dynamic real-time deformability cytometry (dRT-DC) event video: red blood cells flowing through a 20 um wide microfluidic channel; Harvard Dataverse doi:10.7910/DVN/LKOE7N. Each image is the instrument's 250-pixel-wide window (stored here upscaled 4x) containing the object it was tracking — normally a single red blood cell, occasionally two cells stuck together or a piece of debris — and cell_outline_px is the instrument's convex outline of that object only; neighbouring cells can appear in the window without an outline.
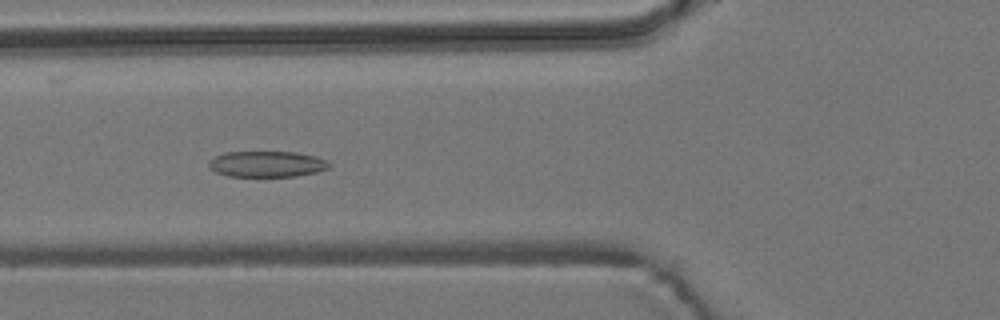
{"species": "common noctule bat (a hibernating species)", "species_latin": "Nyctalus noctula", "temperature_condition": "room temperature", "stored_images_in_passage": 46, "camera_frame_rate_fps": 3000, "um_per_image_px": 0.085, "animal": {"sex": "male", "body_mass_g": 19.2, "forearm_length_mm": 51.8}, "frame": {"image": 1, "passage_image": 11, "time_ms": 3.333, "image_size_px": [1000, 320], "cell_outline_px": [[332, 164], [328, 168], [316, 172], [296, 176], [228, 176], [216, 172], [208, 168], [208, 160], [224, 152], [296, 152], [316, 156], [328, 160]], "centroid_in_image_um": [22.68, 13.94], "position_along_channel_um": 103.1, "area_um2": 18.32}}
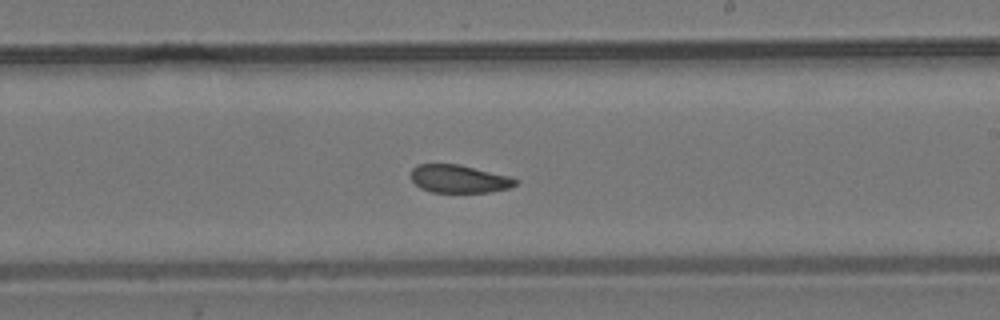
{"frame": {"image": 2, "passage_image": 23, "time_ms": 7.333, "image_size_px": [1000, 320], "cell_outline_px": [[520, 180], [516, 184], [508, 188], [488, 192], [432, 192], [420, 188], [412, 180], [412, 168], [416, 164], [460, 164], [512, 176]], "centroid_in_image_um": [39.05, 15.19], "position_along_channel_um": 249.9, "area_um2": 17.17}}
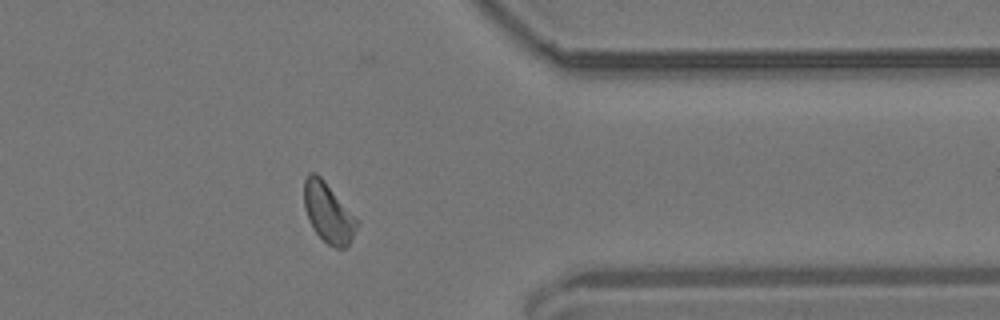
{"frame": {"image": 3, "passage_image": 35, "time_ms": 11.333, "image_size_px": [1000, 320], "cell_outline_px": [[360, 224], [352, 240], [344, 248], [336, 248], [328, 244], [312, 228], [304, 208], [304, 180], [308, 172], [316, 172], [324, 180]], "centroid_in_image_um": [27.88, 18.08], "position_along_channel_um": 383.5, "area_um2": 18.21}, "authors_computed_cell_mechanics": {"area_um2": 18.207, "velocity_mm_per_s": 3.674, "shape_relaxation_time_tau1_ms": 7.9506, "shape_relaxation_time_tau2_ms": 2.3711, "deformation_change_tau1": 0.143, "deformation_change_tau2": 0.0814}}